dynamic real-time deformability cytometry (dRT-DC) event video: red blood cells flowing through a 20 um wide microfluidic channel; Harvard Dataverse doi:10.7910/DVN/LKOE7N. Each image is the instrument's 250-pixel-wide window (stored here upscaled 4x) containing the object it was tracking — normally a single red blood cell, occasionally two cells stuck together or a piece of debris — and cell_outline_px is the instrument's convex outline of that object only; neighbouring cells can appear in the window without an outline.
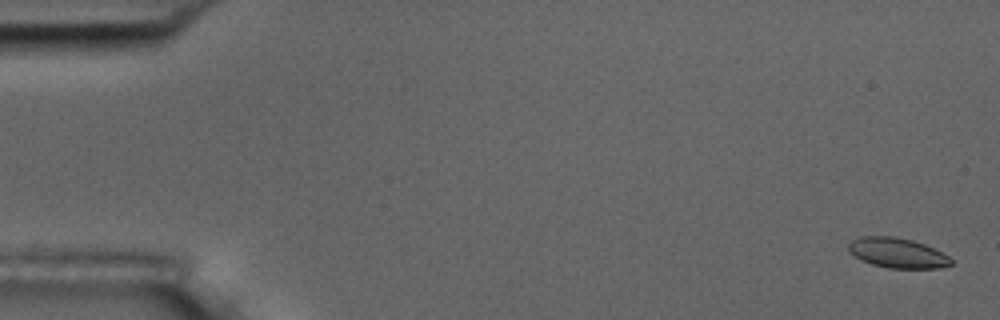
{"species": "common noctule bat (a hibernating species)", "species_latin": "Nyctalus noctula", "temperature_condition": "room temperature", "stored_images_in_passage": 55, "camera_frame_rate_fps": 3000, "um_per_image_px": 0.085, "animal": {"sex": "male", "body_mass_g": 17.5, "forearm_length_mm": 52.3}, "frame": {"image": 1, "passage_image": 2, "time_ms": 0.333, "image_size_px": [1000, 320], "cell_outline_px": [[952, 264], [940, 268], [888, 268], [872, 264], [860, 260], [848, 252], [848, 244], [852, 240], [860, 236], [896, 236], [912, 240], [924, 244], [948, 256], [952, 260]], "centroid_in_image_um": [76.23, 21.49], "position_along_channel_um": 8.8, "area_um2": 17.98}}
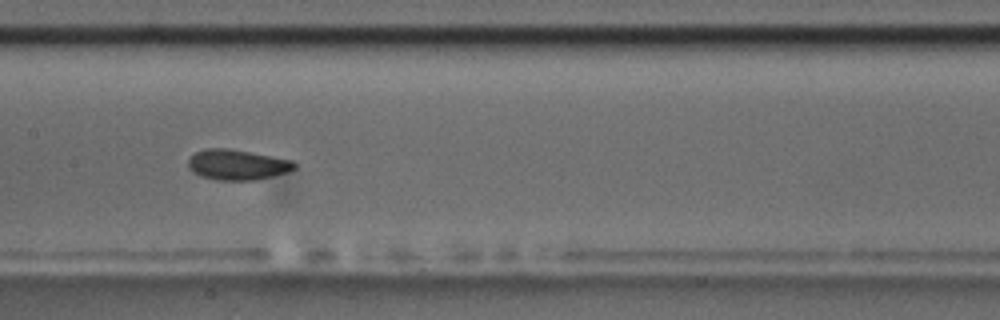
{"frame": {"image": 2, "passage_image": 28, "time_ms": 9.0, "image_size_px": [1000, 320], "cell_outline_px": [[296, 168], [288, 172], [256, 180], [216, 180], [200, 176], [192, 172], [188, 168], [188, 160], [196, 152], [204, 148], [228, 148], [292, 160], [296, 164]], "centroid_in_image_um": [20.14, 14.0], "position_along_channel_um": 187.3, "area_um2": 18.84}}
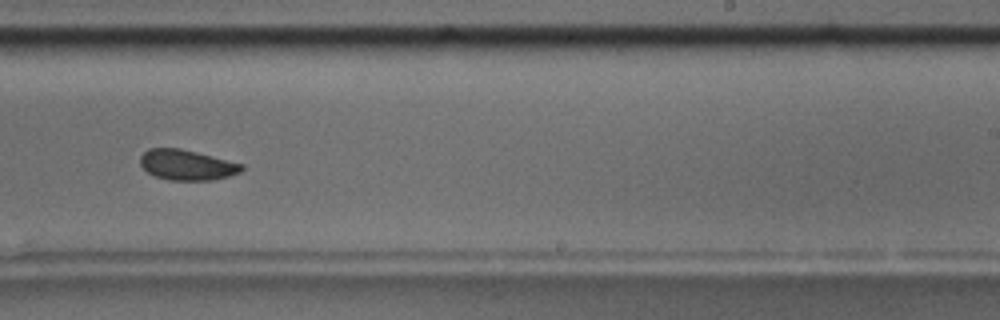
{"frame": {"image": 3, "passage_image": 35, "time_ms": 11.333, "image_size_px": [1000, 320], "cell_outline_px": [[244, 168], [240, 172], [228, 176], [212, 180], [172, 180], [156, 176], [148, 172], [140, 164], [140, 156], [148, 148], [180, 148], [244, 164]], "centroid_in_image_um": [15.89, 14.01], "position_along_channel_um": 273.1, "area_um2": 17.8}, "authors_computed_cell_mechanics": {"area_um2": 18.3804, "velocity_mm_per_s": 3.6892, "shape_relaxation_time_tau1_ms": 4.839, "shape_relaxation_time_tau2_ms": 6.4336, "deformation_change_tau1": 0.0793, "deformation_change_tau2": 0.0978}}